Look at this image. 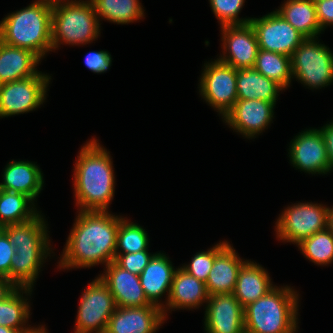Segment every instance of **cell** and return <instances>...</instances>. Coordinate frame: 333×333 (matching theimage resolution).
Segmentation results:
<instances>
[{"label": "cell", "mask_w": 333, "mask_h": 333, "mask_svg": "<svg viewBox=\"0 0 333 333\" xmlns=\"http://www.w3.org/2000/svg\"><path fill=\"white\" fill-rule=\"evenodd\" d=\"M254 68L265 77L274 80L284 89L292 81L291 57L258 49Z\"/></svg>", "instance_id": "4dcf8cb0"}, {"label": "cell", "mask_w": 333, "mask_h": 333, "mask_svg": "<svg viewBox=\"0 0 333 333\" xmlns=\"http://www.w3.org/2000/svg\"><path fill=\"white\" fill-rule=\"evenodd\" d=\"M292 79L310 89L333 83V53L318 37L306 38L291 56Z\"/></svg>", "instance_id": "8992f818"}, {"label": "cell", "mask_w": 333, "mask_h": 333, "mask_svg": "<svg viewBox=\"0 0 333 333\" xmlns=\"http://www.w3.org/2000/svg\"><path fill=\"white\" fill-rule=\"evenodd\" d=\"M47 225V221L39 212L29 221L8 225L0 229L7 235L14 248L52 247Z\"/></svg>", "instance_id": "83f0119b"}, {"label": "cell", "mask_w": 333, "mask_h": 333, "mask_svg": "<svg viewBox=\"0 0 333 333\" xmlns=\"http://www.w3.org/2000/svg\"><path fill=\"white\" fill-rule=\"evenodd\" d=\"M275 286L262 265L248 260L238 273L233 294L244 308L266 295Z\"/></svg>", "instance_id": "d4e9b609"}, {"label": "cell", "mask_w": 333, "mask_h": 333, "mask_svg": "<svg viewBox=\"0 0 333 333\" xmlns=\"http://www.w3.org/2000/svg\"><path fill=\"white\" fill-rule=\"evenodd\" d=\"M149 240V235L143 226L129 221L126 217L120 216L116 254H128L148 250Z\"/></svg>", "instance_id": "1f68e13d"}, {"label": "cell", "mask_w": 333, "mask_h": 333, "mask_svg": "<svg viewBox=\"0 0 333 333\" xmlns=\"http://www.w3.org/2000/svg\"><path fill=\"white\" fill-rule=\"evenodd\" d=\"M276 12L305 38H316L322 34L314 0H286Z\"/></svg>", "instance_id": "4316f807"}, {"label": "cell", "mask_w": 333, "mask_h": 333, "mask_svg": "<svg viewBox=\"0 0 333 333\" xmlns=\"http://www.w3.org/2000/svg\"><path fill=\"white\" fill-rule=\"evenodd\" d=\"M45 1L51 5H54L56 3H61V2H76L81 0H45Z\"/></svg>", "instance_id": "ee69618b"}, {"label": "cell", "mask_w": 333, "mask_h": 333, "mask_svg": "<svg viewBox=\"0 0 333 333\" xmlns=\"http://www.w3.org/2000/svg\"><path fill=\"white\" fill-rule=\"evenodd\" d=\"M95 137L80 149L73 171L78 211H108L115 194V174L110 152Z\"/></svg>", "instance_id": "7a4b0ae2"}, {"label": "cell", "mask_w": 333, "mask_h": 333, "mask_svg": "<svg viewBox=\"0 0 333 333\" xmlns=\"http://www.w3.org/2000/svg\"><path fill=\"white\" fill-rule=\"evenodd\" d=\"M229 244L228 241L224 240L207 251L197 252L192 261L189 264L179 266L189 275L196 277L198 280L206 283L211 268L213 267L215 257Z\"/></svg>", "instance_id": "836d02e7"}, {"label": "cell", "mask_w": 333, "mask_h": 333, "mask_svg": "<svg viewBox=\"0 0 333 333\" xmlns=\"http://www.w3.org/2000/svg\"><path fill=\"white\" fill-rule=\"evenodd\" d=\"M156 253H149L144 250L136 253L115 254V262L123 269L140 275Z\"/></svg>", "instance_id": "d590c367"}, {"label": "cell", "mask_w": 333, "mask_h": 333, "mask_svg": "<svg viewBox=\"0 0 333 333\" xmlns=\"http://www.w3.org/2000/svg\"><path fill=\"white\" fill-rule=\"evenodd\" d=\"M32 291L33 289L24 287H4L0 291L1 326L21 330L24 333H28L35 328V326L30 327L28 325L31 305L27 296H31Z\"/></svg>", "instance_id": "603a6c76"}, {"label": "cell", "mask_w": 333, "mask_h": 333, "mask_svg": "<svg viewBox=\"0 0 333 333\" xmlns=\"http://www.w3.org/2000/svg\"><path fill=\"white\" fill-rule=\"evenodd\" d=\"M320 132L324 138L331 171L333 172V121L322 126Z\"/></svg>", "instance_id": "ab89813d"}, {"label": "cell", "mask_w": 333, "mask_h": 333, "mask_svg": "<svg viewBox=\"0 0 333 333\" xmlns=\"http://www.w3.org/2000/svg\"><path fill=\"white\" fill-rule=\"evenodd\" d=\"M285 90L281 85L259 73L255 68L237 69L238 100L259 99L276 103L280 91ZM279 93V94H278Z\"/></svg>", "instance_id": "484cf974"}, {"label": "cell", "mask_w": 333, "mask_h": 333, "mask_svg": "<svg viewBox=\"0 0 333 333\" xmlns=\"http://www.w3.org/2000/svg\"><path fill=\"white\" fill-rule=\"evenodd\" d=\"M117 308L115 299L99 277L87 285L80 297L74 333H105Z\"/></svg>", "instance_id": "9c48e42d"}, {"label": "cell", "mask_w": 333, "mask_h": 333, "mask_svg": "<svg viewBox=\"0 0 333 333\" xmlns=\"http://www.w3.org/2000/svg\"><path fill=\"white\" fill-rule=\"evenodd\" d=\"M289 145L288 157L293 167L312 175L331 173L324 138L319 129L309 128L299 132Z\"/></svg>", "instance_id": "7c38bea8"}, {"label": "cell", "mask_w": 333, "mask_h": 333, "mask_svg": "<svg viewBox=\"0 0 333 333\" xmlns=\"http://www.w3.org/2000/svg\"><path fill=\"white\" fill-rule=\"evenodd\" d=\"M259 49L291 57L294 50L306 39L276 11L259 18H251Z\"/></svg>", "instance_id": "8fae6325"}, {"label": "cell", "mask_w": 333, "mask_h": 333, "mask_svg": "<svg viewBox=\"0 0 333 333\" xmlns=\"http://www.w3.org/2000/svg\"><path fill=\"white\" fill-rule=\"evenodd\" d=\"M51 253H54L51 247H16L11 258L10 287L33 289L35 280Z\"/></svg>", "instance_id": "7402d4cb"}, {"label": "cell", "mask_w": 333, "mask_h": 333, "mask_svg": "<svg viewBox=\"0 0 333 333\" xmlns=\"http://www.w3.org/2000/svg\"><path fill=\"white\" fill-rule=\"evenodd\" d=\"M316 16L321 29L333 26V0H314Z\"/></svg>", "instance_id": "f35d334b"}, {"label": "cell", "mask_w": 333, "mask_h": 333, "mask_svg": "<svg viewBox=\"0 0 333 333\" xmlns=\"http://www.w3.org/2000/svg\"><path fill=\"white\" fill-rule=\"evenodd\" d=\"M48 330L46 329V327H44L43 325L42 326H37L35 327L33 330H31L30 332L28 333H48L47 332Z\"/></svg>", "instance_id": "7bdbcfd3"}, {"label": "cell", "mask_w": 333, "mask_h": 333, "mask_svg": "<svg viewBox=\"0 0 333 333\" xmlns=\"http://www.w3.org/2000/svg\"><path fill=\"white\" fill-rule=\"evenodd\" d=\"M327 229L333 235V206L328 207V221H327Z\"/></svg>", "instance_id": "60d3db41"}, {"label": "cell", "mask_w": 333, "mask_h": 333, "mask_svg": "<svg viewBox=\"0 0 333 333\" xmlns=\"http://www.w3.org/2000/svg\"><path fill=\"white\" fill-rule=\"evenodd\" d=\"M98 277L110 290L118 307L152 305L144 293L139 276L123 269L115 261L108 264Z\"/></svg>", "instance_id": "e0dca14e"}, {"label": "cell", "mask_w": 333, "mask_h": 333, "mask_svg": "<svg viewBox=\"0 0 333 333\" xmlns=\"http://www.w3.org/2000/svg\"><path fill=\"white\" fill-rule=\"evenodd\" d=\"M98 16L90 0L61 2L52 5V47L86 45L100 36Z\"/></svg>", "instance_id": "5b68a950"}, {"label": "cell", "mask_w": 333, "mask_h": 333, "mask_svg": "<svg viewBox=\"0 0 333 333\" xmlns=\"http://www.w3.org/2000/svg\"><path fill=\"white\" fill-rule=\"evenodd\" d=\"M275 105L259 99L237 100L222 121L243 137L253 139L273 123Z\"/></svg>", "instance_id": "4fadbf2b"}, {"label": "cell", "mask_w": 333, "mask_h": 333, "mask_svg": "<svg viewBox=\"0 0 333 333\" xmlns=\"http://www.w3.org/2000/svg\"><path fill=\"white\" fill-rule=\"evenodd\" d=\"M229 243L214 260L205 283L208 296L234 293L237 277L242 266L248 261L241 259Z\"/></svg>", "instance_id": "44dd1931"}, {"label": "cell", "mask_w": 333, "mask_h": 333, "mask_svg": "<svg viewBox=\"0 0 333 333\" xmlns=\"http://www.w3.org/2000/svg\"><path fill=\"white\" fill-rule=\"evenodd\" d=\"M0 189L20 192L34 202L43 189V173L34 162L12 160L4 168Z\"/></svg>", "instance_id": "ffe728a7"}, {"label": "cell", "mask_w": 333, "mask_h": 333, "mask_svg": "<svg viewBox=\"0 0 333 333\" xmlns=\"http://www.w3.org/2000/svg\"><path fill=\"white\" fill-rule=\"evenodd\" d=\"M165 321L163 309L155 304L144 307L117 306L105 333H155Z\"/></svg>", "instance_id": "2e32d148"}, {"label": "cell", "mask_w": 333, "mask_h": 333, "mask_svg": "<svg viewBox=\"0 0 333 333\" xmlns=\"http://www.w3.org/2000/svg\"><path fill=\"white\" fill-rule=\"evenodd\" d=\"M202 70L199 94L223 118L238 100L237 69L217 58L204 63Z\"/></svg>", "instance_id": "ba28073f"}, {"label": "cell", "mask_w": 333, "mask_h": 333, "mask_svg": "<svg viewBox=\"0 0 333 333\" xmlns=\"http://www.w3.org/2000/svg\"><path fill=\"white\" fill-rule=\"evenodd\" d=\"M206 285L203 281L189 275L182 268L175 271L167 304H164L165 318L172 310L198 309L208 301ZM167 314V315H166Z\"/></svg>", "instance_id": "d6986e66"}, {"label": "cell", "mask_w": 333, "mask_h": 333, "mask_svg": "<svg viewBox=\"0 0 333 333\" xmlns=\"http://www.w3.org/2000/svg\"><path fill=\"white\" fill-rule=\"evenodd\" d=\"M101 20L116 24H129L145 17L144 7L139 0H90Z\"/></svg>", "instance_id": "f546056e"}, {"label": "cell", "mask_w": 333, "mask_h": 333, "mask_svg": "<svg viewBox=\"0 0 333 333\" xmlns=\"http://www.w3.org/2000/svg\"><path fill=\"white\" fill-rule=\"evenodd\" d=\"M35 204L23 193L0 189V228L34 218L40 212Z\"/></svg>", "instance_id": "f1b7e54d"}, {"label": "cell", "mask_w": 333, "mask_h": 333, "mask_svg": "<svg viewBox=\"0 0 333 333\" xmlns=\"http://www.w3.org/2000/svg\"><path fill=\"white\" fill-rule=\"evenodd\" d=\"M296 246L306 259L316 265L327 266L333 263V235L328 229L303 239Z\"/></svg>", "instance_id": "d6a6232c"}, {"label": "cell", "mask_w": 333, "mask_h": 333, "mask_svg": "<svg viewBox=\"0 0 333 333\" xmlns=\"http://www.w3.org/2000/svg\"><path fill=\"white\" fill-rule=\"evenodd\" d=\"M5 287L2 281H0V291Z\"/></svg>", "instance_id": "f6af8a7d"}, {"label": "cell", "mask_w": 333, "mask_h": 333, "mask_svg": "<svg viewBox=\"0 0 333 333\" xmlns=\"http://www.w3.org/2000/svg\"><path fill=\"white\" fill-rule=\"evenodd\" d=\"M328 207L313 202L294 203L285 208L277 222L278 240L299 244L303 239L327 229Z\"/></svg>", "instance_id": "52a82bcc"}, {"label": "cell", "mask_w": 333, "mask_h": 333, "mask_svg": "<svg viewBox=\"0 0 333 333\" xmlns=\"http://www.w3.org/2000/svg\"><path fill=\"white\" fill-rule=\"evenodd\" d=\"M51 27L52 5L45 0H35L0 21V40L29 49L43 59L47 52L53 51Z\"/></svg>", "instance_id": "3957f363"}, {"label": "cell", "mask_w": 333, "mask_h": 333, "mask_svg": "<svg viewBox=\"0 0 333 333\" xmlns=\"http://www.w3.org/2000/svg\"><path fill=\"white\" fill-rule=\"evenodd\" d=\"M58 268H90L115 260L120 216L109 211H77Z\"/></svg>", "instance_id": "6da1fadb"}, {"label": "cell", "mask_w": 333, "mask_h": 333, "mask_svg": "<svg viewBox=\"0 0 333 333\" xmlns=\"http://www.w3.org/2000/svg\"><path fill=\"white\" fill-rule=\"evenodd\" d=\"M112 56L108 51H91L85 57L86 67L93 73H104L110 69Z\"/></svg>", "instance_id": "74e56055"}, {"label": "cell", "mask_w": 333, "mask_h": 333, "mask_svg": "<svg viewBox=\"0 0 333 333\" xmlns=\"http://www.w3.org/2000/svg\"><path fill=\"white\" fill-rule=\"evenodd\" d=\"M291 286H275L244 307L247 333H297L299 293ZM298 328V329H297Z\"/></svg>", "instance_id": "277c9868"}, {"label": "cell", "mask_w": 333, "mask_h": 333, "mask_svg": "<svg viewBox=\"0 0 333 333\" xmlns=\"http://www.w3.org/2000/svg\"><path fill=\"white\" fill-rule=\"evenodd\" d=\"M0 333H24L21 330L11 329L0 325Z\"/></svg>", "instance_id": "b9f144b4"}, {"label": "cell", "mask_w": 333, "mask_h": 333, "mask_svg": "<svg viewBox=\"0 0 333 333\" xmlns=\"http://www.w3.org/2000/svg\"><path fill=\"white\" fill-rule=\"evenodd\" d=\"M245 0H209L210 7L220 23V27L227 25H243L250 23L251 18H239V13Z\"/></svg>", "instance_id": "e575fe53"}, {"label": "cell", "mask_w": 333, "mask_h": 333, "mask_svg": "<svg viewBox=\"0 0 333 333\" xmlns=\"http://www.w3.org/2000/svg\"><path fill=\"white\" fill-rule=\"evenodd\" d=\"M204 306L206 333H245L244 308L233 293L209 296Z\"/></svg>", "instance_id": "9a60e30c"}, {"label": "cell", "mask_w": 333, "mask_h": 333, "mask_svg": "<svg viewBox=\"0 0 333 333\" xmlns=\"http://www.w3.org/2000/svg\"><path fill=\"white\" fill-rule=\"evenodd\" d=\"M15 254L14 246L7 235L0 229V281L5 287H10L11 258Z\"/></svg>", "instance_id": "8d00e7d4"}, {"label": "cell", "mask_w": 333, "mask_h": 333, "mask_svg": "<svg viewBox=\"0 0 333 333\" xmlns=\"http://www.w3.org/2000/svg\"><path fill=\"white\" fill-rule=\"evenodd\" d=\"M51 76L41 71L32 77L0 84V118L36 110L43 105Z\"/></svg>", "instance_id": "30bf717a"}, {"label": "cell", "mask_w": 333, "mask_h": 333, "mask_svg": "<svg viewBox=\"0 0 333 333\" xmlns=\"http://www.w3.org/2000/svg\"><path fill=\"white\" fill-rule=\"evenodd\" d=\"M220 28L223 51L218 59L235 69L254 68L259 47L251 23Z\"/></svg>", "instance_id": "5bb4252c"}, {"label": "cell", "mask_w": 333, "mask_h": 333, "mask_svg": "<svg viewBox=\"0 0 333 333\" xmlns=\"http://www.w3.org/2000/svg\"><path fill=\"white\" fill-rule=\"evenodd\" d=\"M41 58L29 49L8 45L0 40V84L37 75Z\"/></svg>", "instance_id": "cb8c5ba5"}, {"label": "cell", "mask_w": 333, "mask_h": 333, "mask_svg": "<svg viewBox=\"0 0 333 333\" xmlns=\"http://www.w3.org/2000/svg\"><path fill=\"white\" fill-rule=\"evenodd\" d=\"M176 270L177 268L175 269L165 253L156 252L143 272L139 275L140 284L144 289V293L152 304L163 308L164 302H162L161 297L166 295V292L167 298H165V304H167Z\"/></svg>", "instance_id": "ac0fdd59"}]
</instances>
